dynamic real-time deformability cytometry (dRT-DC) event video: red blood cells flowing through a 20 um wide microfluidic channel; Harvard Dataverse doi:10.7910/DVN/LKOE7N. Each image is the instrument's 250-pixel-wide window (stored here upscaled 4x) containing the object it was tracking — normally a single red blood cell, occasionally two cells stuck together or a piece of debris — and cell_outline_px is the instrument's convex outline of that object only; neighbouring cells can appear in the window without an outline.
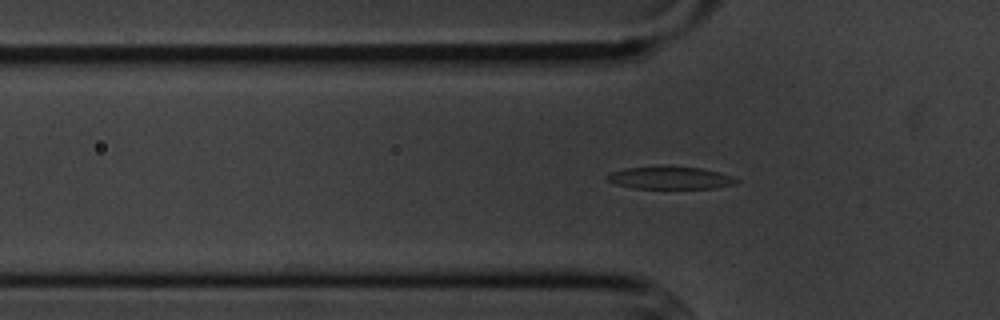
{"species": "common noctule bat (a hibernating species)", "species_latin": "Nyctalus noctula", "temperature_condition": "cold", "stored_images_in_passage": 42, "camera_frame_rate_fps": 3000, "um_per_image_px": 0.085, "animal": {"sex": "male", "body_mass_g": 20.1, "forearm_length_mm": 53.5}, "frame": {"image": 1, "passage_image": 14, "time_ms": 4.333, "image_size_px": [1000, 320], "cell_outline_px": [[740, 180], [736, 184], [712, 188], [632, 188], [616, 184], [608, 180], [604, 176], [608, 172], [624, 168], [660, 164], [664, 164], [700, 168], [720, 172]], "centroid_in_image_um": [56.89, 15.08], "position_along_channel_um": 68.9, "area_um2": 17.57}}
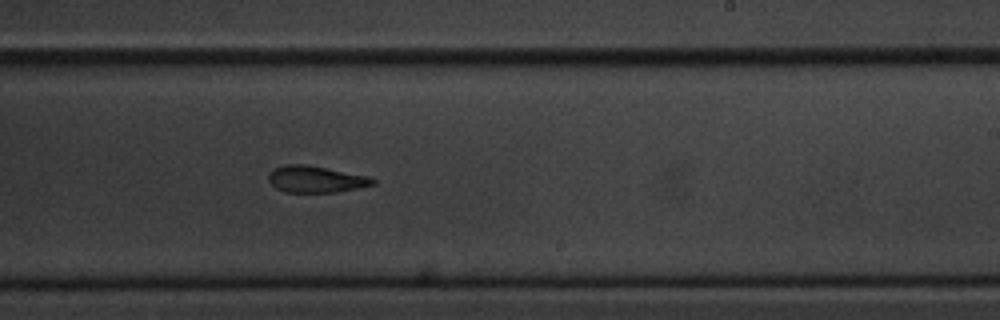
{"frame": {"image": 2, "passage_image": 30, "time_ms": 9.667, "image_size_px": [1000, 320], "cell_outline_px": [[376, 184], [336, 192], [284, 192], [276, 188], [268, 180], [268, 172], [276, 168], [288, 164], [304, 164], [368, 176], [376, 180]], "centroid_in_image_um": [26.82, 15.24], "position_along_channel_um": 262.2, "area_um2": 16.01}}
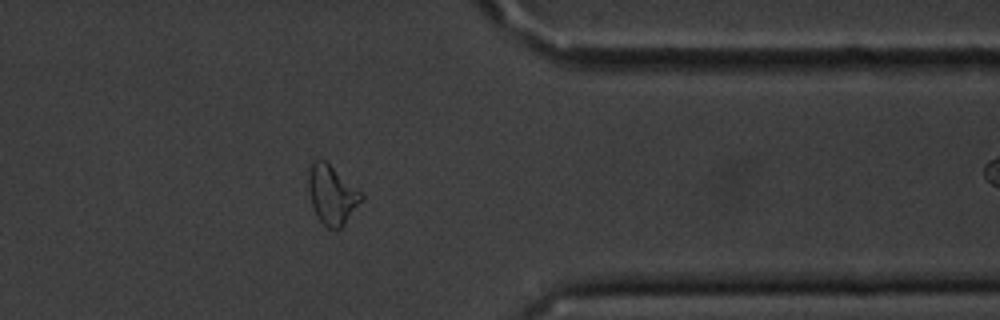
{"frame": {"image": 3, "passage_image": 41, "time_ms": 13.333, "image_size_px": [1000, 320], "cell_outline_px": [[364, 200], [344, 224], [340, 228], [328, 228], [316, 216], [312, 204], [308, 188], [308, 172], [312, 156], [324, 160], [364, 192]], "centroid_in_image_um": [28.23, 16.5], "position_along_channel_um": 383.2, "area_um2": 18.61}}